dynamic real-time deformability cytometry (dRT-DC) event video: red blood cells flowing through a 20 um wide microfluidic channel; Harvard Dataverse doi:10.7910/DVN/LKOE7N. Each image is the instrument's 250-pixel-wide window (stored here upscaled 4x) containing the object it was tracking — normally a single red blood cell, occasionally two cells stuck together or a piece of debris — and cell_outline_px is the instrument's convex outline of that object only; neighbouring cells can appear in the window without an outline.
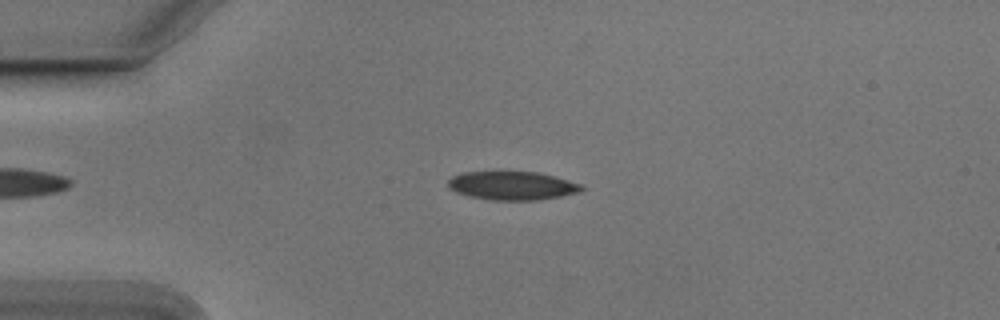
{"species": "Egyptian fruit bat (a non-hibernating species)", "species_latin": "Rousettus aegyptiacus", "temperature_condition": "cold", "stored_images_in_passage": 53, "camera_frame_rate_fps": 3000, "um_per_image_px": 0.085, "animal": {"sex": "male"}, "frame": {"image": 1, "passage_image": 12, "time_ms": 3.667, "image_size_px": [1000, 320], "cell_outline_px": [[584, 188], [580, 192], [560, 196], [536, 200], [488, 200], [468, 196], [456, 192], [448, 184], [448, 180], [452, 176], [464, 172], [536, 172], [568, 180], [580, 184]], "centroid_in_image_um": [43.52, 15.79], "position_along_channel_um": 41.5, "area_um2": 21.96}}
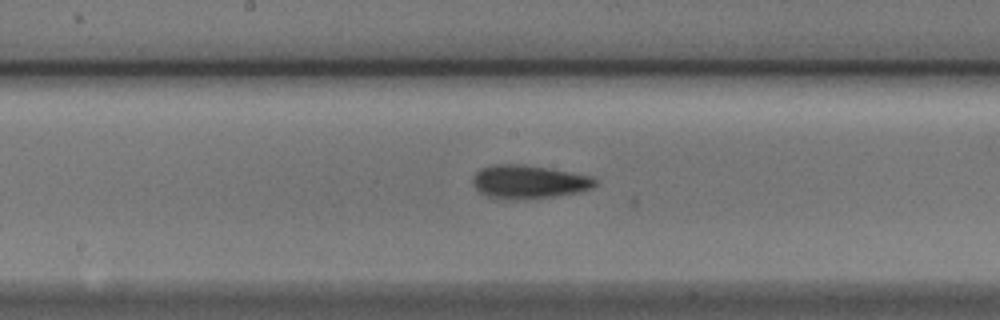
{"frame": {"image": 2, "passage_image": 27, "time_ms": 8.667, "image_size_px": [1000, 320], "cell_outline_px": [[600, 184], [592, 188], [580, 192], [556, 196], [512, 200], [504, 200], [488, 196], [480, 192], [472, 184], [472, 176], [480, 168], [492, 164], [520, 164], [548, 168], [592, 176], [600, 180]], "centroid_in_image_um": [44.97, 15.46], "position_along_channel_um": 203.2, "area_um2": 24.28}}
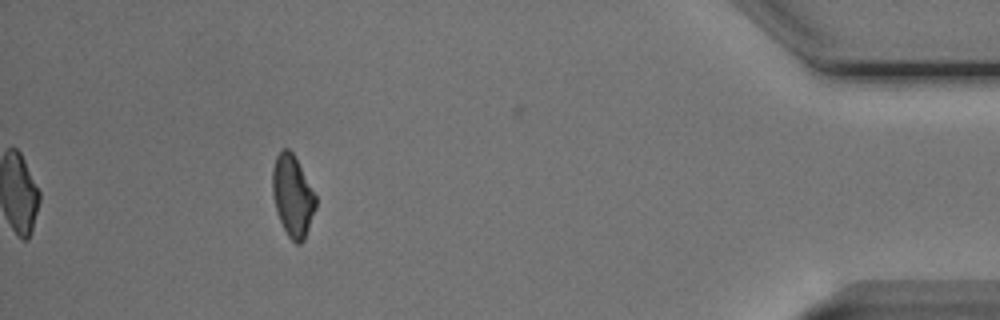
{"frame": {"image": 3, "passage_image": 48, "time_ms": 15.667, "image_size_px": [1000, 320], "cell_outline_px": [[316, 208], [304, 240], [300, 244], [296, 244], [288, 236], [276, 212], [272, 192], [272, 168], [276, 156], [284, 148], [288, 148], [292, 152], [316, 196]], "centroid_in_image_um": [24.86, 16.67], "position_along_channel_um": 410.3, "area_um2": 20.35}, "authors_computed_cell_mechanics": {"area_um2": 22.1952, "velocity_mm_per_s": 3.778, "shape_relaxation_time_tau1_ms": 5.6369, "shape_relaxation_time_tau2_ms": 8.0924, "deformation_change_tau1": 0.1517, "deformation_change_tau2": 0.1701}}